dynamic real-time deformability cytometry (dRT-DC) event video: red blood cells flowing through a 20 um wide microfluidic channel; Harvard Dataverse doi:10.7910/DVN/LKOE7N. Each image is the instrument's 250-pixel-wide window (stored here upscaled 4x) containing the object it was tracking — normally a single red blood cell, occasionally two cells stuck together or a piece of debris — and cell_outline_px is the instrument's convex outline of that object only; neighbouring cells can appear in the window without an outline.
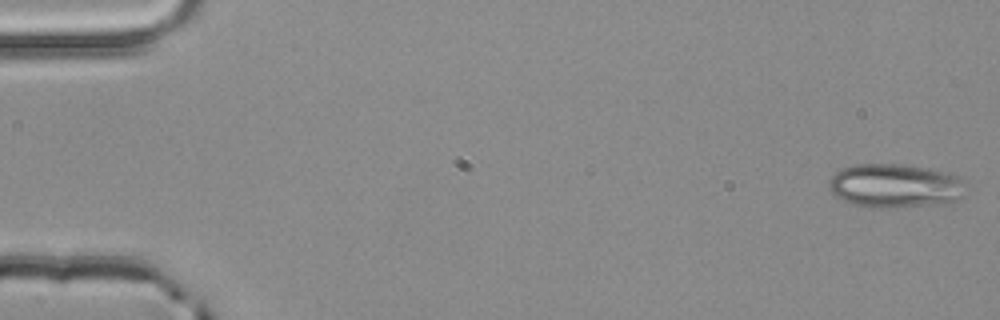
{"species": "common noctule bat (a hibernating species)", "species_latin": "Nyctalus noctula", "temperature_condition": "room temperature", "stored_images_in_passage": 4, "camera_frame_rate_fps": 3000, "um_per_image_px": 0.085, "animal": {"sex": "male", "body_mass_g": 20.4}, "frame": {"image": 1, "passage_image": 1, "time_ms": 0.0, "image_size_px": [1000, 320], "cell_outline_px": [[960, 180], [952, 200], [948, 204], [856, 204], [844, 200], [836, 196], [828, 188], [828, 184], [832, 176], [836, 172], [844, 168], [856, 164], [896, 164], [928, 168], [948, 172], [956, 176]], "centroid_in_image_um": [75.94, 15.71], "position_along_channel_um": 9.1, "area_um2": 32.48}}